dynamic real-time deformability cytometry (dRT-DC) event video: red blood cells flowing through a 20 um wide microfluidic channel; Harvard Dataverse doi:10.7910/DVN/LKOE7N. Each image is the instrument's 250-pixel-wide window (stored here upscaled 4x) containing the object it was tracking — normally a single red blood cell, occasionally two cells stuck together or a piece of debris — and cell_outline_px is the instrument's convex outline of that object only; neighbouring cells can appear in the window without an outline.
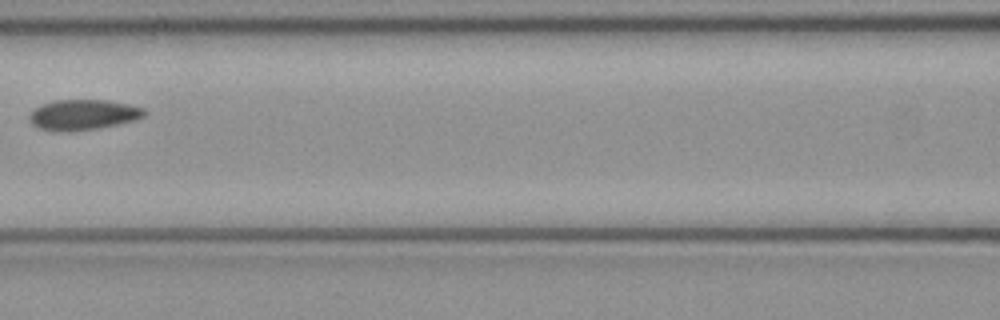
{"species": "common noctule bat (a hibernating species)", "species_latin": "Nyctalus noctula", "temperature_condition": "cold", "stored_images_in_passage": 3, "camera_frame_rate_fps": 3000, "um_per_image_px": 0.085, "animal": {"sex": "female", "body_mass_g": 21.9}, "frame": {"image": 1, "passage_image": 3, "time_ms": 0.667, "image_size_px": [1000, 320], "cell_outline_px": [[148, 112], [144, 116], [136, 120], [100, 128], [72, 132], [56, 132], [40, 128], [32, 124], [28, 120], [28, 116], [40, 104], [56, 100], [104, 100], [128, 104], [144, 108]], "centroid_in_image_um": [7.06, 9.77], "position_along_channel_um": 159.5, "area_um2": 20.63}}